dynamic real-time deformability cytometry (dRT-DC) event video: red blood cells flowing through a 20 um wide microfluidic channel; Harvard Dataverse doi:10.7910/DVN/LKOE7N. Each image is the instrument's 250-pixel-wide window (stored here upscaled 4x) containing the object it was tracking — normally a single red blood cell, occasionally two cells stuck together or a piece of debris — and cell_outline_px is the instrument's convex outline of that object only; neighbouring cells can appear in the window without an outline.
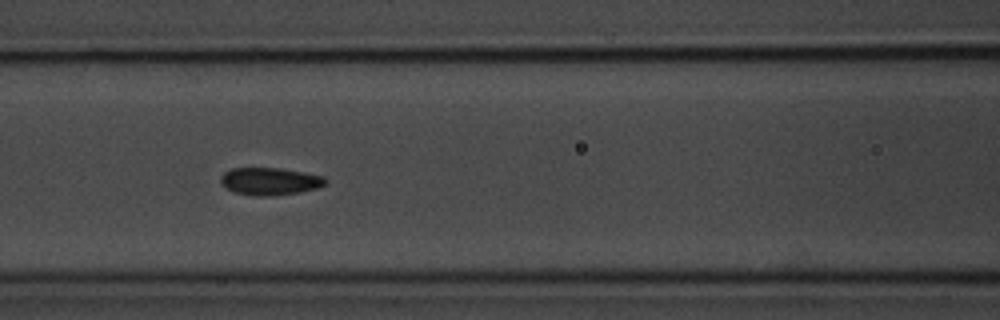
{"species": "common noctule bat (a hibernating species)", "species_latin": "Nyctalus noctula", "temperature_condition": "room temperature", "stored_images_in_passage": 5, "camera_frame_rate_fps": 3000, "um_per_image_px": 0.085, "animal": {"sex": "male", "body_mass_g": 20.1, "forearm_length_mm": 53.5}, "frame": {"image": 1, "passage_image": 3, "time_ms": 2.333, "image_size_px": [1000, 320], "cell_outline_px": [[328, 184], [316, 188], [300, 192], [272, 196], [252, 196], [236, 192], [220, 184], [220, 176], [224, 172], [232, 168], [280, 168], [304, 172], [324, 176], [328, 180]], "centroid_in_image_um": [22.96, 15.41], "position_along_channel_um": 143.6, "area_um2": 16.94}}
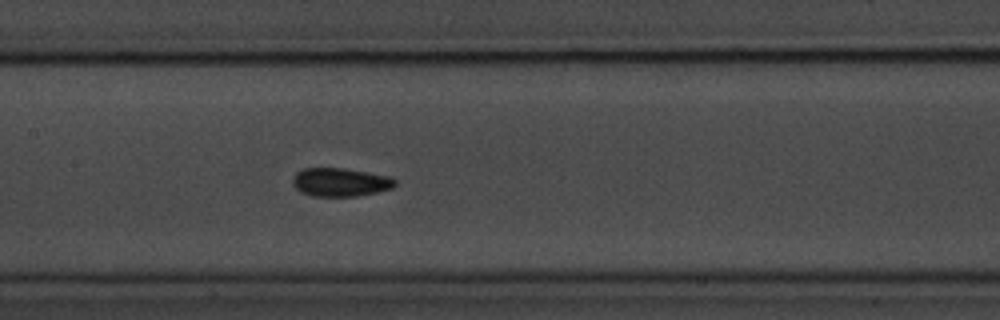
{"frame": {"image": 2, "passage_image": 4, "time_ms": 3.333, "image_size_px": [1000, 320], "cell_outline_px": [[396, 184], [392, 188], [376, 192], [356, 196], [312, 196], [300, 192], [292, 184], [292, 176], [296, 172], [304, 168], [344, 168], [392, 176], [396, 180]], "centroid_in_image_um": [28.91, 15.48], "position_along_channel_um": 178.5, "area_um2": 17.17}}